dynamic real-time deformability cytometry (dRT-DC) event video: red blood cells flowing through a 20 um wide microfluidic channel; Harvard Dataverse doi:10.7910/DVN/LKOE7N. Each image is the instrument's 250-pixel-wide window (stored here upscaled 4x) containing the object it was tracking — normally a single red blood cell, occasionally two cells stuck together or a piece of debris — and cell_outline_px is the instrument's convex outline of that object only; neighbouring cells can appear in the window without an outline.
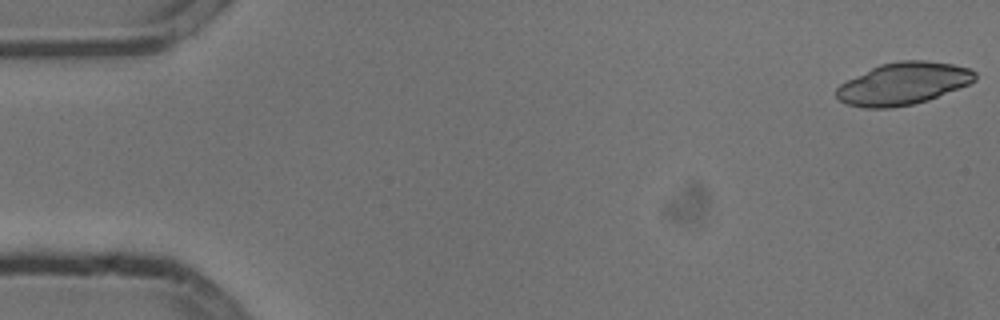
{"species": "common noctule bat (a hibernating species)", "species_latin": "Nyctalus noctula", "temperature_condition": "cold", "stored_images_in_passage": 5, "camera_frame_rate_fps": 3000, "um_per_image_px": 0.085, "animal": {"sex": "male", "body_mass_g": 13.3}, "frame": {"image": 1, "passage_image": 1, "time_ms": 0.0, "image_size_px": [1000, 320], "cell_outline_px": [[976, 80], [968, 84], [928, 100], [912, 104], [892, 108], [864, 108], [848, 104], [840, 100], [836, 96], [836, 88], [840, 84], [880, 64], [900, 60], [924, 60], [952, 64], [968, 68], [976, 72]], "centroid_in_image_um": [76.77, 7.11], "position_along_channel_um": 8.2, "area_um2": 33.81}}